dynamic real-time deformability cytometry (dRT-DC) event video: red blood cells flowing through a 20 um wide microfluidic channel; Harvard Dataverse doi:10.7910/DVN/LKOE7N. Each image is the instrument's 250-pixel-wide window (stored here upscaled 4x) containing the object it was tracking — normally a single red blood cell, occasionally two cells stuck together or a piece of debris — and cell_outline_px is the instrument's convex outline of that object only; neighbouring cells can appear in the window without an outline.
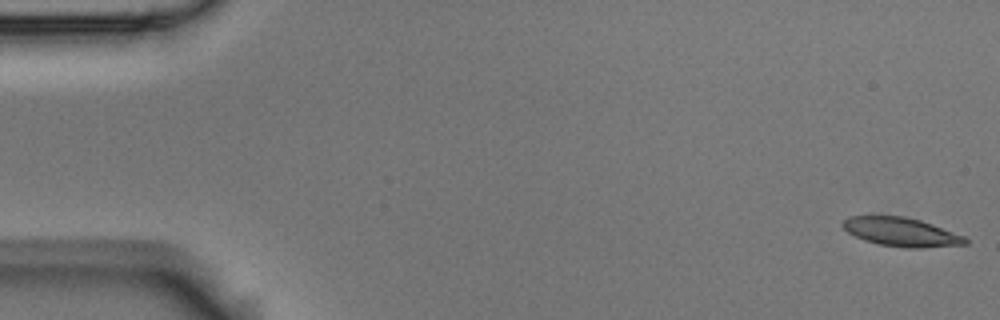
{"species": "Egyptian fruit bat (a non-hibernating species)", "species_latin": "Rousettus aegyptiacus", "temperature_condition": "room temperature", "stored_images_in_passage": 55, "camera_frame_rate_fps": 3000, "um_per_image_px": 0.085, "animal": {"sex": "male"}, "frame": {"image": 1, "passage_image": 1, "time_ms": 0.0, "image_size_px": [1000, 320], "cell_outline_px": [[968, 244], [920, 248], [908, 248], [880, 244], [864, 240], [848, 232], [840, 224], [848, 216], [904, 216], [920, 220], [932, 224], [964, 236], [968, 240]], "centroid_in_image_um": [76.6, 19.71], "position_along_channel_um": 8.4, "area_um2": 20.4}}
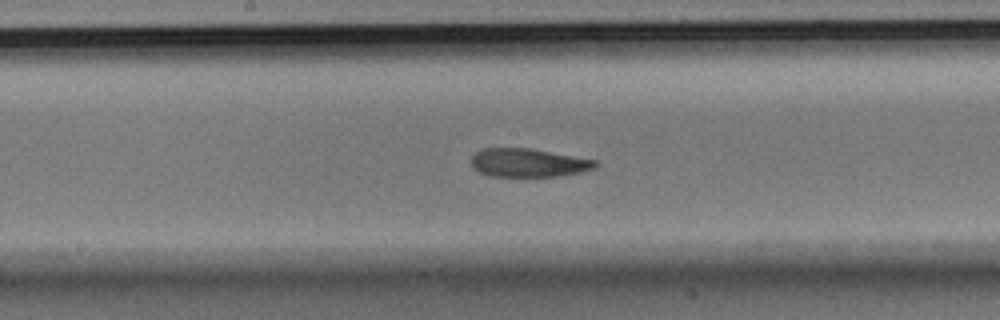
{"frame": {"image": 2, "passage_image": 28, "time_ms": 9.0, "image_size_px": [1000, 320], "cell_outline_px": [[600, 164], [596, 168], [580, 172], [556, 176], [488, 176], [472, 168], [472, 156], [476, 152], [484, 148], [532, 148], [596, 160]], "centroid_in_image_um": [44.92, 13.83], "position_along_channel_um": 203.3, "area_um2": 20.63}}
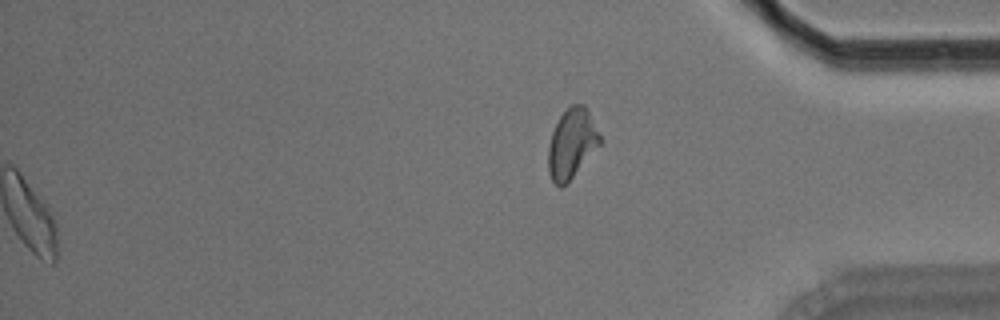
{"frame": {"image": 3, "passage_image": 55, "time_ms": 18.0, "image_size_px": [1000, 320], "cell_outline_px": [[600, 144], [568, 184], [560, 188], [552, 180], [548, 168], [548, 148], [552, 132], [560, 116], [572, 104], [584, 104], [600, 136]], "centroid_in_image_um": [48.58, 12.25], "position_along_channel_um": 386.6, "area_um2": 20.69}, "authors_computed_cell_mechanics": {"area_um2": 21.5594, "velocity_mm_per_s": 3.682, "shape_relaxation_time_tau1_ms": 6.5731, "shape_relaxation_time_tau2_ms": 3.0026, "deformation_change_tau1": 0.1704, "deformation_change_tau2": 0.1049}}